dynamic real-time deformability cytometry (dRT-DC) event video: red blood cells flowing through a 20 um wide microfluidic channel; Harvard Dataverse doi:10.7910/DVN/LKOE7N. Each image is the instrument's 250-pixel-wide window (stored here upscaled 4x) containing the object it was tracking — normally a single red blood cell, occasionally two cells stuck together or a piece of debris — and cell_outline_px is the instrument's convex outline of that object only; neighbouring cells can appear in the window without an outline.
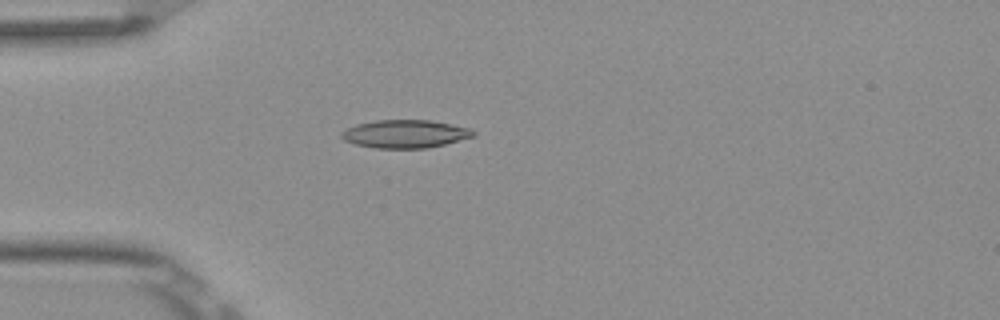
{"species": "Egyptian fruit bat (a non-hibernating species)", "species_latin": "Rousettus aegyptiacus", "temperature_condition": "room temperature", "stored_images_in_passage": 5, "camera_frame_rate_fps": 3000, "um_per_image_px": 0.085, "frame": {"image": 1, "passage_image": 4, "time_ms": 1.0, "image_size_px": [1000, 320], "cell_outline_px": [[476, 136], [428, 148], [376, 148], [356, 144], [344, 140], [340, 136], [340, 132], [356, 124], [376, 120], [432, 120], [472, 128], [476, 132]], "centroid_in_image_um": [34.47, 11.37], "position_along_channel_um": 50.5, "area_um2": 21.68}}